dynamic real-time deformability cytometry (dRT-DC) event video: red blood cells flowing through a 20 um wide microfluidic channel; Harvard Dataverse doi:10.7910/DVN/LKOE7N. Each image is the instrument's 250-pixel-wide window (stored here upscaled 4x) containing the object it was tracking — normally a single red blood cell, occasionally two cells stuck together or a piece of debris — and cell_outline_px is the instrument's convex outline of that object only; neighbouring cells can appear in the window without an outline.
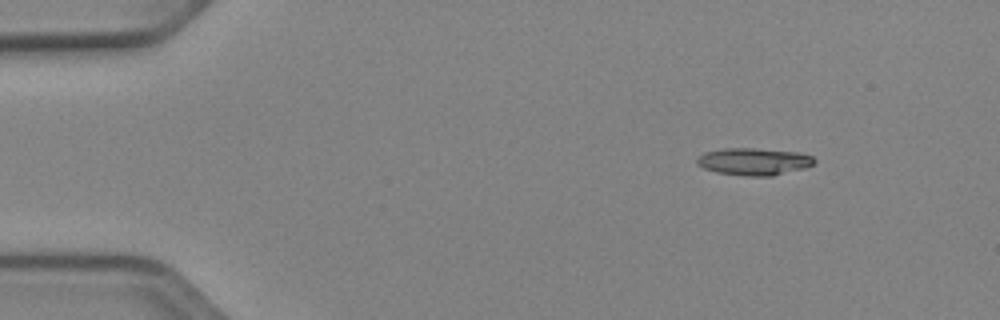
{"species": "Egyptian fruit bat (a non-hibernating species)", "species_latin": "Rousettus aegyptiacus", "temperature_condition": "cold", "stored_images_in_passage": 46, "camera_frame_rate_fps": 3000, "um_per_image_px": 0.085, "animal": {"sex": "female"}, "frame": {"image": 1, "passage_image": 1, "time_ms": 0.0, "image_size_px": [1000, 320], "cell_outline_px": [[816, 160], [812, 164], [804, 168], [772, 176], [744, 176], [716, 172], [704, 168], [696, 164], [696, 160], [704, 152], [724, 148], [752, 148], [796, 152], [812, 156]], "centroid_in_image_um": [64.05, 13.73], "position_along_channel_um": 21.0, "area_um2": 18.5}}
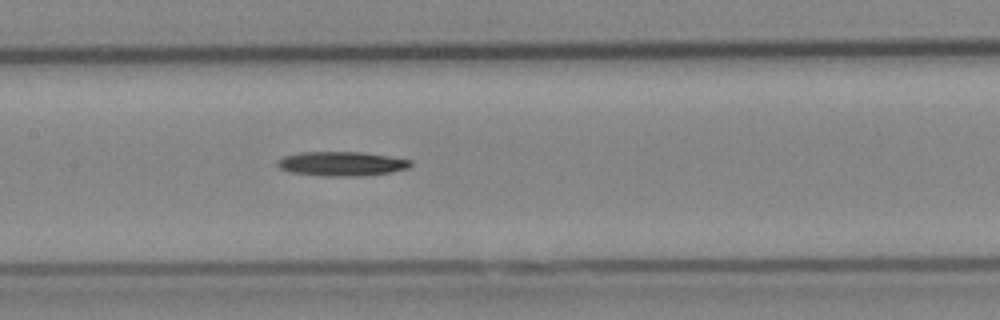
{"frame": {"image": 2, "passage_image": 20, "time_ms": 6.333, "image_size_px": [1000, 320], "cell_outline_px": [[412, 164], [408, 168], [392, 172], [360, 176], [320, 176], [288, 172], [280, 168], [276, 164], [276, 160], [284, 156], [300, 152], [364, 152], [412, 160]], "centroid_in_image_um": [29.01, 13.92], "position_along_channel_um": 178.4, "area_um2": 19.07}}
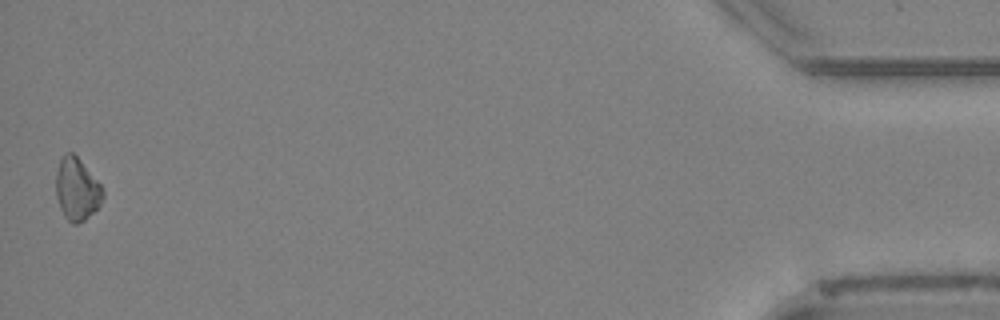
{"frame": {"image": 3, "passage_image": 46, "time_ms": 15.0, "image_size_px": [1000, 320], "cell_outline_px": [[104, 196], [100, 204], [84, 220], [76, 224], [72, 224], [64, 216], [60, 208], [56, 196], [56, 172], [60, 160], [68, 152], [72, 152], [80, 160], [104, 188]], "centroid_in_image_um": [6.53, 16.09], "position_along_channel_um": 428.7, "area_um2": 16.88}}